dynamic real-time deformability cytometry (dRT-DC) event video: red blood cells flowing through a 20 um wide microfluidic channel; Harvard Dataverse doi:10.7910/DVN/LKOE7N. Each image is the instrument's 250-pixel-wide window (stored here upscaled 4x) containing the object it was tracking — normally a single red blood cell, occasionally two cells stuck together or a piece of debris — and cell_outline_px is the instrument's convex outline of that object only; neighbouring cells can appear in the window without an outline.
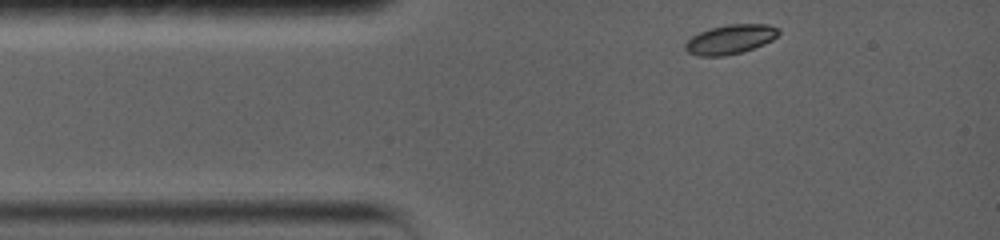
{"species": "common noctule bat (a hibernating species)", "species_latin": "Nyctalus noctula", "temperature_condition": "warm", "stored_images_in_passage": 17, "camera_frame_rate_fps": 5000, "um_per_image_px": 0.085, "animal": {"sex": "female", "body_mass_g": 19.0, "forearm_length_mm": 56.7}, "frame": {"image": 1, "passage_image": 1, "time_ms": 0.0, "image_size_px": [1000, 240], "cell_outline_px": [[780, 32], [772, 40], [764, 44], [740, 52], [724, 56], [700, 56], [688, 52], [684, 48], [684, 44], [692, 36], [700, 32], [712, 28], [728, 24], [768, 24], [780, 28]], "centroid_in_image_um": [62.09, 3.33], "position_along_channel_um": 22.9, "area_um2": 15.84}}
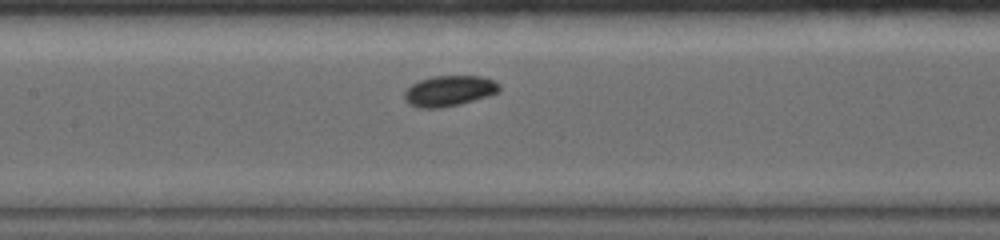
{"frame": {"image": 2, "passage_image": 10, "time_ms": 4.8, "image_size_px": [1000, 240], "cell_outline_px": [[500, 92], [488, 96], [460, 104], [440, 108], [420, 108], [408, 104], [404, 100], [404, 92], [412, 84], [420, 80], [432, 76], [480, 76], [492, 80], [500, 84]], "centroid_in_image_um": [38.17, 7.73], "position_along_channel_um": 169.2, "area_um2": 16.99}}
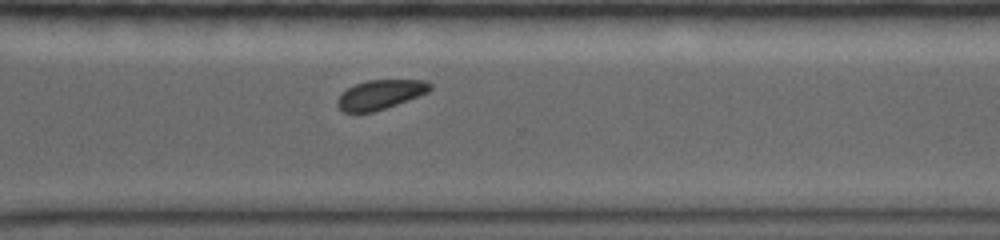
{"frame": {"image": 3, "passage_image": 17, "time_ms": 9.4, "image_size_px": [1000, 240], "cell_outline_px": [[432, 88], [428, 92], [384, 108], [372, 112], [344, 112], [336, 104], [340, 96], [348, 88], [356, 84], [368, 80], [428, 80], [432, 84]], "centroid_in_image_um": [32.35, 8.02], "position_along_channel_um": 338.3, "area_um2": 15.49}}